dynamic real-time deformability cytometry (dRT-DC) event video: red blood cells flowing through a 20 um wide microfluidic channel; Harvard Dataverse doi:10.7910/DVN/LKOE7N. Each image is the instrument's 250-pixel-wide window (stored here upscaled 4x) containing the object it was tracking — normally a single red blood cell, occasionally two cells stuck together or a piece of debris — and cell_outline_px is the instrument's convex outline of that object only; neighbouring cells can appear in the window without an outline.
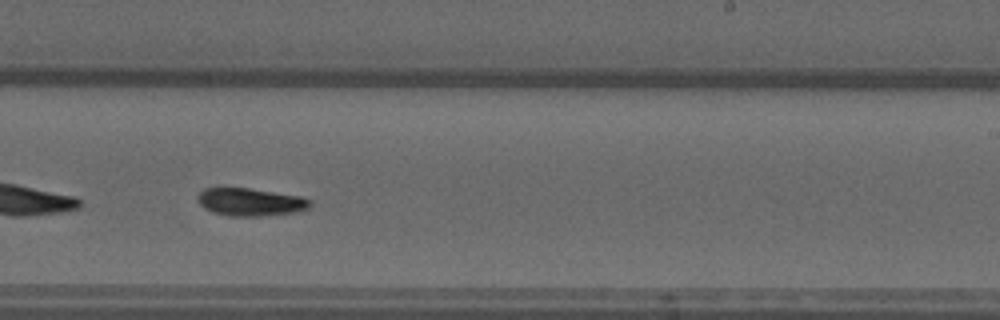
{"species": "common noctule bat (a hibernating species)", "species_latin": "Nyctalus noctula", "temperature_condition": "warm", "stored_images_in_passage": 38, "camera_frame_rate_fps": 3000, "um_per_image_px": 0.085, "animal": {"sex": "male", "forearm_length_mm": 52.5}, "frame": {"image": 1, "passage_image": 22, "time_ms": 7.0, "image_size_px": [1000, 320], "cell_outline_px": [[312, 204], [308, 208], [296, 212], [260, 216], [228, 216], [212, 212], [204, 208], [200, 204], [196, 196], [204, 188], [248, 188], [300, 196], [308, 200]], "centroid_in_image_um": [21.24, 17.17], "position_along_channel_um": 267.8, "area_um2": 18.09}, "authors_computed_cell_mechanics": {"area_um2": 17.9758, "velocity_mm_per_s": 3.7483, "shape_relaxation_time_tau1_ms": 5.2313, "shape_relaxation_time_tau2_ms": null, "deformation_change_tau1": 0.1868, "deformation_change_tau2": null}}